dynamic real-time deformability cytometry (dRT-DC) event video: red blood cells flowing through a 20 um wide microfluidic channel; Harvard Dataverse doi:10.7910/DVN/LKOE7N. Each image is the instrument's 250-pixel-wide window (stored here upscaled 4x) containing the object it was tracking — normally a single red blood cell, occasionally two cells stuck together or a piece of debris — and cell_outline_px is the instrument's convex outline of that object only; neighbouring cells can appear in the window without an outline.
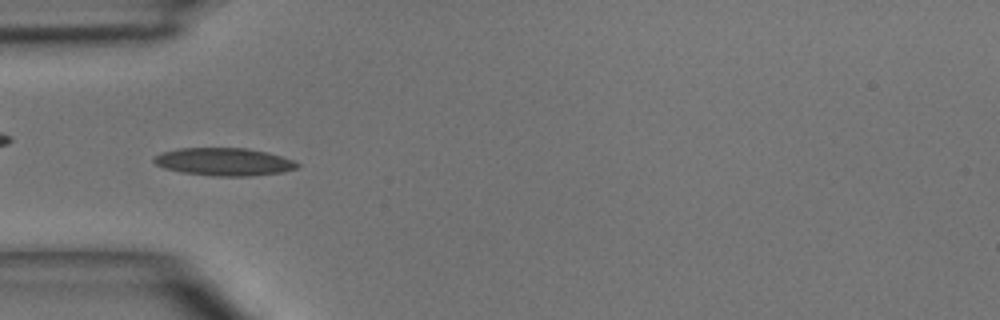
{"species": "common noctule bat (a hibernating species)", "species_latin": "Nyctalus noctula", "temperature_condition": "room temperature", "stored_images_in_passage": 7, "camera_frame_rate_fps": 3000, "um_per_image_px": 0.085, "animal": {"sex": "male", "body_mass_g": 15.6}, "frame": {"image": 1, "passage_image": 5, "time_ms": 4.667, "image_size_px": [1000, 320], "cell_outline_px": [[300, 164], [296, 168], [284, 172], [252, 176], [212, 176], [180, 172], [164, 168], [156, 164], [152, 160], [152, 156], [160, 152], [180, 148], [248, 148], [268, 152], [292, 160]], "centroid_in_image_um": [19.0, 13.75], "position_along_channel_um": 66.0, "area_um2": 23.41}}
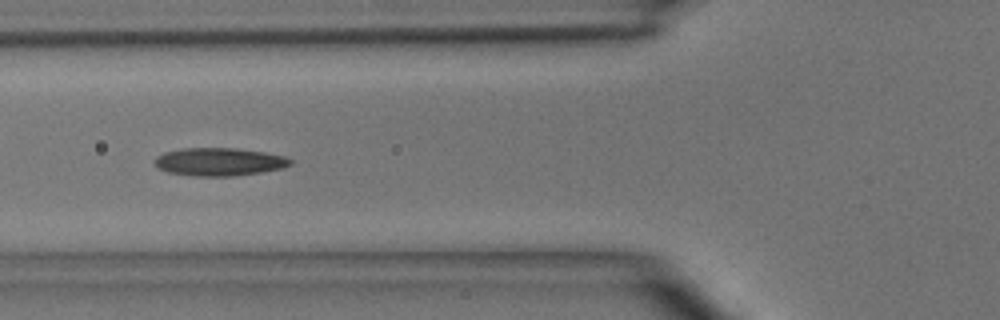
{"frame": {"image": 2, "passage_image": 6, "time_ms": 5.667, "image_size_px": [1000, 320], "cell_outline_px": [[292, 164], [284, 168], [236, 176], [196, 176], [168, 172], [156, 168], [156, 156], [164, 152], [184, 148], [236, 148], [264, 152], [284, 156], [292, 160]], "centroid_in_image_um": [18.65, 13.75], "position_along_channel_um": 107.2, "area_um2": 22.14}}
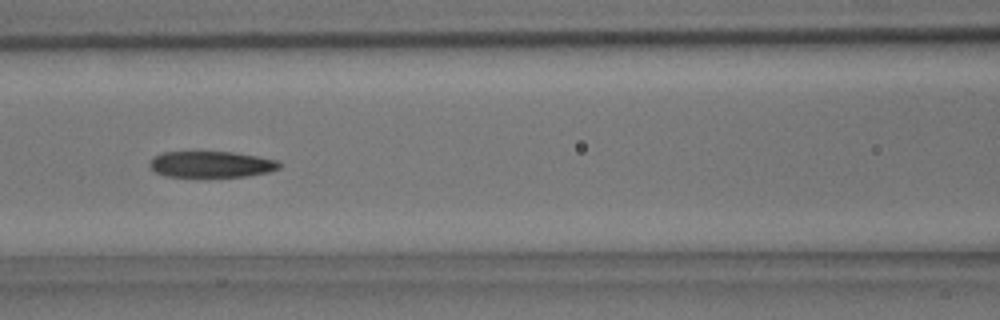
{"frame": {"image": 3, "passage_image": 7, "time_ms": 6.667, "image_size_px": [1000, 320], "cell_outline_px": [[280, 168], [268, 172], [248, 176], [164, 176], [156, 172], [148, 164], [156, 156], [164, 152], [232, 152], [256, 156], [276, 160], [280, 164]], "centroid_in_image_um": [17.97, 13.96], "position_along_channel_um": 148.6, "area_um2": 19.42}}